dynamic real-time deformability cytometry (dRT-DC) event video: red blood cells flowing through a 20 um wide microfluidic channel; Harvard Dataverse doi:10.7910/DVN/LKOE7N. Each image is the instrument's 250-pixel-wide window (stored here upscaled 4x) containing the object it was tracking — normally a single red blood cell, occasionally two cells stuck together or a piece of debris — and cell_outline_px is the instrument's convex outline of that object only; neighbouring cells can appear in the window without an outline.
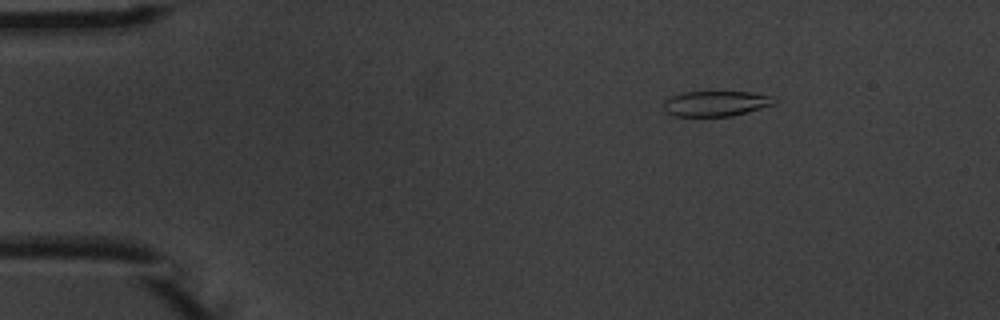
{"species": "common noctule bat (a hibernating species)", "species_latin": "Nyctalus noctula", "temperature_condition": "warm", "stored_images_in_passage": 3, "camera_frame_rate_fps": 3000, "um_per_image_px": 0.085, "animal": {"sex": "male", "body_mass_g": 20.1, "forearm_length_mm": 53.5}, "frame": {"image": 1, "passage_image": 1, "time_ms": 0.0, "image_size_px": [1000, 320], "cell_outline_px": [[780, 100], [776, 104], [732, 116], [672, 116], [664, 112], [664, 100], [672, 96], [684, 92], [752, 92], [772, 96]], "centroid_in_image_um": [60.88, 8.8], "position_along_channel_um": 24.1, "area_um2": 16.53}}